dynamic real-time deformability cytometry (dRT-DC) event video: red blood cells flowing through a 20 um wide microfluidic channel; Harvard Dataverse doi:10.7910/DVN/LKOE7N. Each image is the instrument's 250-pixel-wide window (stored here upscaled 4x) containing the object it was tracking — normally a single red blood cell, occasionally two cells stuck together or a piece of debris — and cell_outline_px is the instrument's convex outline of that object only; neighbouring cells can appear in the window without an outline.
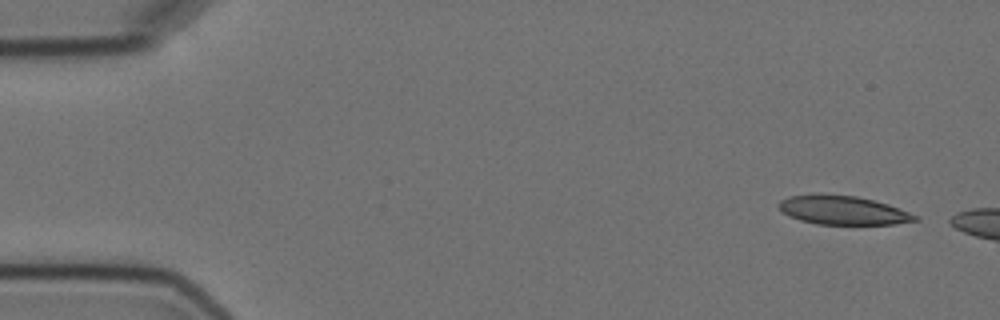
{"species": "Egyptian fruit bat (a non-hibernating species)", "species_latin": "Rousettus aegyptiacus", "temperature_condition": "cold", "stored_images_in_passage": 3, "camera_frame_rate_fps": 3000, "um_per_image_px": 0.085, "animal": {"sex": "female"}, "frame": {"image": 1, "passage_image": 1, "time_ms": 0.0, "image_size_px": [1000, 320], "cell_outline_px": [[920, 220], [892, 224], [816, 224], [800, 220], [788, 216], [776, 204], [780, 200], [788, 196], [812, 192], [816, 192], [856, 196], [888, 204], [920, 216]], "centroid_in_image_um": [71.6, 17.84], "position_along_channel_um": 13.4, "area_um2": 23.35}}